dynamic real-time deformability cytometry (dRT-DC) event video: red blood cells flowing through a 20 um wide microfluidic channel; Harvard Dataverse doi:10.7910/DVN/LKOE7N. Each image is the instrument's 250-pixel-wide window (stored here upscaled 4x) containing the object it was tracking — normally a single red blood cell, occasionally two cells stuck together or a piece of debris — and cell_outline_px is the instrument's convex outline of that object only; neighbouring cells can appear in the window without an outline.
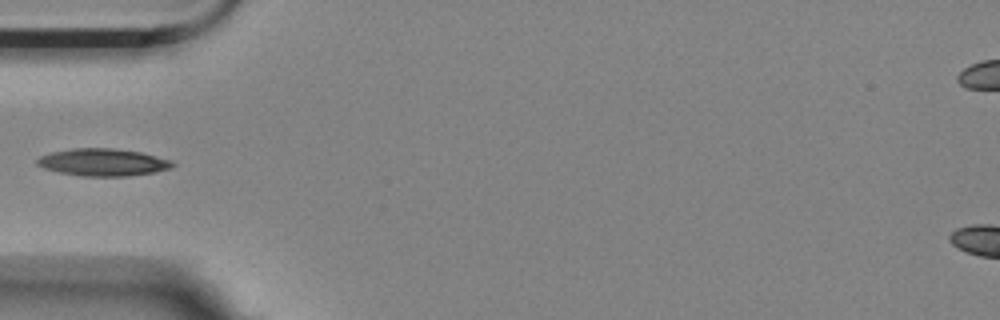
{"species": "Egyptian fruit bat (a non-hibernating species)", "species_latin": "Rousettus aegyptiacus", "temperature_condition": "room temperature", "stored_images_in_passage": 7, "camera_frame_rate_fps": 3000, "um_per_image_px": 0.085, "animal": {"sex": "female"}, "frame": {"image": 1, "passage_image": 5, "time_ms": 1.333, "image_size_px": [1000, 320], "cell_outline_px": [[176, 164], [172, 168], [156, 172], [128, 176], [80, 176], [60, 172], [44, 168], [36, 164], [36, 160], [40, 156], [52, 152], [72, 148], [112, 148], [140, 152], [172, 160]], "centroid_in_image_um": [8.78, 13.79], "position_along_channel_um": 76.2, "area_um2": 21.62}}
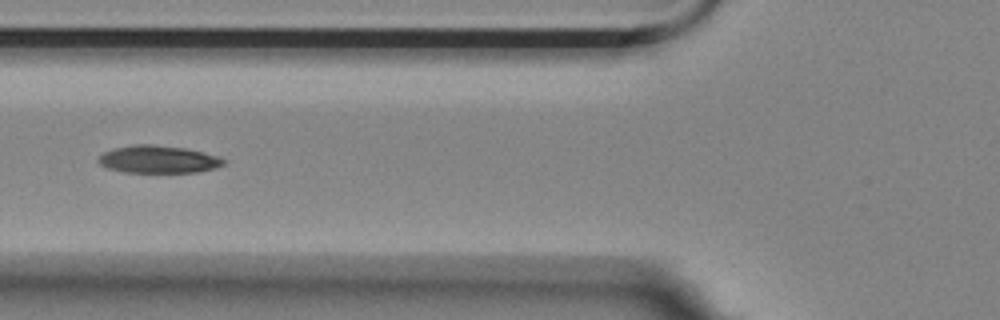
{"frame": {"image": 2, "passage_image": 6, "time_ms": 1.667, "image_size_px": [1000, 320], "cell_outline_px": [[224, 164], [216, 168], [196, 172], [124, 172], [108, 168], [100, 164], [96, 160], [104, 152], [116, 148], [136, 144], [152, 144], [184, 148], [216, 156], [224, 160]], "centroid_in_image_um": [13.42, 13.55], "position_along_channel_um": 112.4, "area_um2": 19.77}}
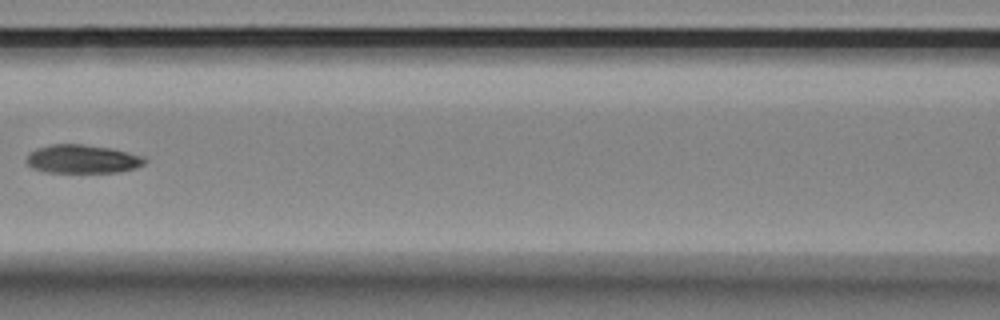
{"frame": {"image": 3, "passage_image": 7, "time_ms": 2.0, "image_size_px": [1000, 320], "cell_outline_px": [[148, 160], [144, 164], [136, 168], [120, 172], [48, 172], [32, 168], [28, 164], [28, 156], [36, 148], [52, 144], [84, 144], [112, 148], [144, 156]], "centroid_in_image_um": [7.07, 13.51], "position_along_channel_um": 159.5, "area_um2": 19.65}}